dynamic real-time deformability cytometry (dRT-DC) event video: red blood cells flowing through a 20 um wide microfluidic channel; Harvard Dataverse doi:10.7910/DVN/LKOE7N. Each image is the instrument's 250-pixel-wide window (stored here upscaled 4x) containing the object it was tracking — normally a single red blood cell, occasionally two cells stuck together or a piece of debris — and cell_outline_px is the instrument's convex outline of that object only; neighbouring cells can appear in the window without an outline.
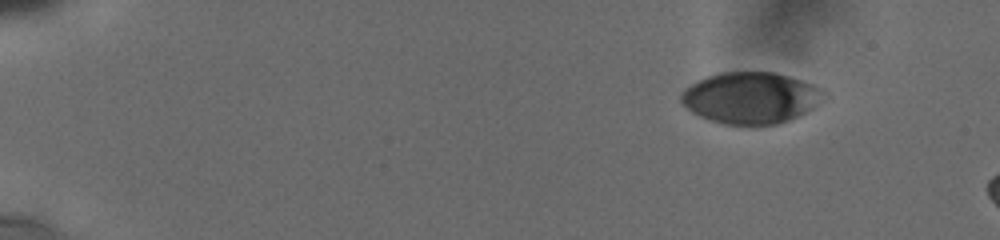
{"species": "human", "species_latin": "Homo sapiens", "temperature_condition": "cold", "stored_images_in_passage": 6, "camera_frame_rate_fps": 3000, "um_per_image_px": 0.085, "donor": {"sex": "male"}, "frame": {"image": 1, "passage_image": 1, "time_ms": 0.0, "image_size_px": [1000, 240], "cell_outline_px": [[828, 92], [824, 100], [812, 108], [788, 120], [776, 124], [720, 124], [708, 120], [692, 112], [680, 100], [680, 92], [684, 88], [708, 76], [720, 72], [772, 72], [788, 76], [812, 84]], "centroid_in_image_um": [63.81, 8.31], "position_along_channel_um": 21.2, "area_um2": 42.6}}